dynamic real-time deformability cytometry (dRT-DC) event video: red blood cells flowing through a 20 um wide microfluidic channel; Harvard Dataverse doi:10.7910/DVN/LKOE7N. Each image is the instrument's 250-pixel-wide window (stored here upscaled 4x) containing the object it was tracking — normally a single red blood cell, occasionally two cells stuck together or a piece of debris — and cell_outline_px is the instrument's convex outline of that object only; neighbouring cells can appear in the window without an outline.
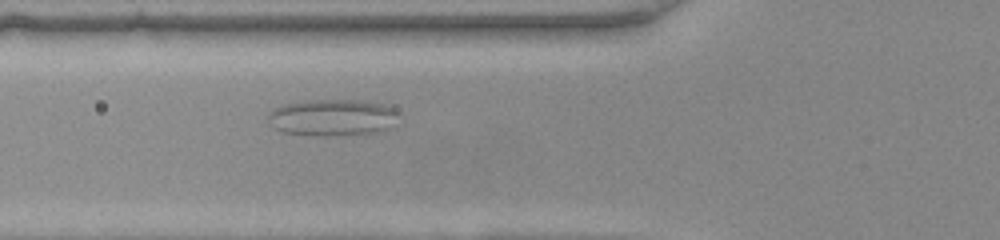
{"species": "common noctule bat (a hibernating species)", "species_latin": "Nyctalus noctula", "temperature_condition": "warm", "stored_images_in_passage": 46, "camera_frame_rate_fps": 3000, "um_per_image_px": 0.085, "animal": {"sex": "female", "body_mass_g": 22.0, "forearm_length_mm": 56.7}, "frame": {"image": 1, "passage_image": 15, "time_ms": 4.667, "image_size_px": [1000, 240], "cell_outline_px": [[400, 112], [384, 128], [372, 132], [328, 136], [320, 136], [284, 132], [276, 128], [268, 120], [268, 112], [272, 108], [284, 104], [308, 100], [364, 100], [384, 104], [396, 108]], "centroid_in_image_um": [28.19, 9.96], "position_along_channel_um": 97.6, "area_um2": 27.51}}
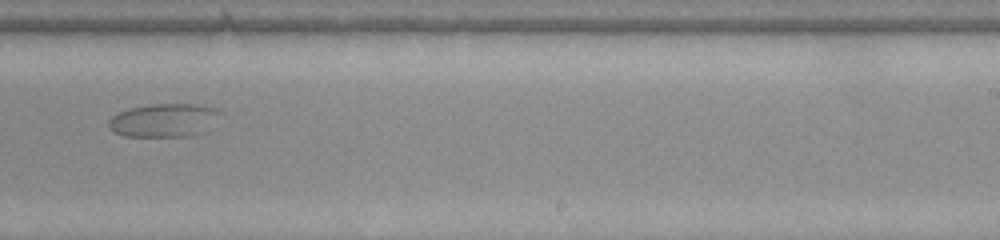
{"frame": {"image": 2, "passage_image": 28, "time_ms": 9.0, "image_size_px": [1000, 240], "cell_outline_px": [[220, 112], [204, 132], [192, 136], [124, 136], [112, 132], [108, 128], [108, 120], [112, 116], [120, 112], [132, 108], [148, 104], [196, 104], [216, 108]], "centroid_in_image_um": [13.88, 10.23], "position_along_channel_um": 275.1, "area_um2": 21.56}}
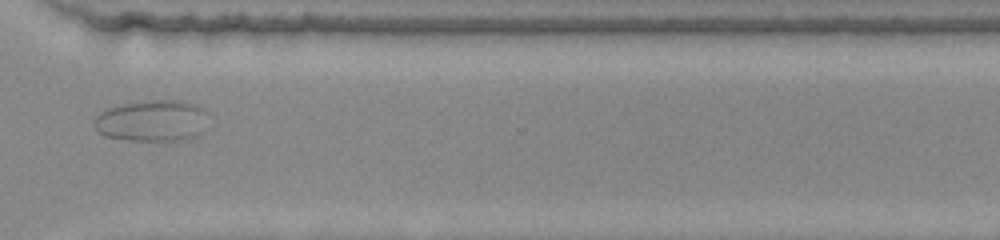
{"frame": {"image": 3, "passage_image": 34, "time_ms": 11.0, "image_size_px": [1000, 240], "cell_outline_px": [[204, 108], [200, 132], [196, 136], [184, 140], [128, 140], [104, 136], [96, 128], [96, 116], [100, 112], [108, 108], [124, 104], [144, 100], [176, 100], [196, 104]], "centroid_in_image_um": [12.87, 10.25], "position_along_channel_um": 357.7, "area_um2": 26.88}}